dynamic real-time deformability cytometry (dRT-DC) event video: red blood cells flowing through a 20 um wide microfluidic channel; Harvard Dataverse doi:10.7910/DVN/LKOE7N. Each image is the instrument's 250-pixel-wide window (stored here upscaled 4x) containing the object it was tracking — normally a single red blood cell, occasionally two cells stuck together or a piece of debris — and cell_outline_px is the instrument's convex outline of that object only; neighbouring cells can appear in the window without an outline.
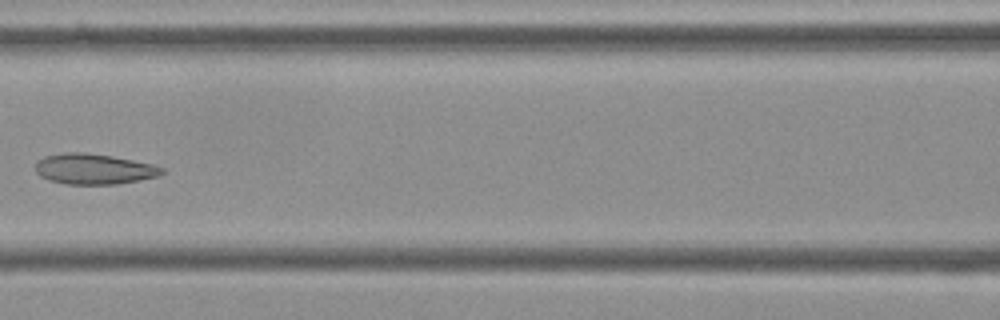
{"species": "Egyptian fruit bat (a non-hibernating species)", "species_latin": "Rousettus aegyptiacus", "temperature_condition": "cold", "stored_images_in_passage": 9, "camera_frame_rate_fps": 3000, "um_per_image_px": 0.085, "frame": {"image": 1, "passage_image": 6, "time_ms": 1.667, "image_size_px": [1000, 320], "cell_outline_px": [[168, 172], [156, 176], [140, 180], [116, 184], [64, 184], [48, 180], [40, 176], [36, 172], [36, 160], [44, 156], [64, 152], [84, 152], [112, 156], [152, 164], [164, 168]], "centroid_in_image_um": [7.97, 14.36], "position_along_channel_um": 158.6, "area_um2": 22.66}}
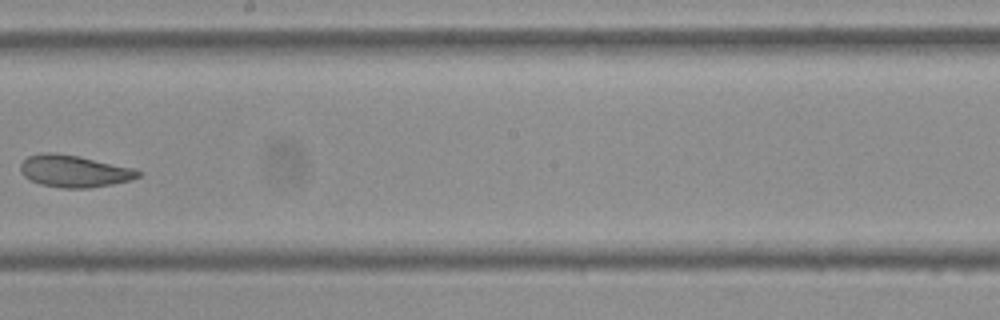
{"frame": {"image": 2, "passage_image": 8, "time_ms": 2.333, "image_size_px": [1000, 320], "cell_outline_px": [[144, 172], [140, 176], [128, 180], [112, 184], [88, 188], [60, 188], [40, 184], [24, 176], [20, 172], [20, 164], [28, 156], [40, 152], [52, 152], [76, 156], [136, 168]], "centroid_in_image_um": [6.3, 14.54], "position_along_channel_um": 241.9, "area_um2": 21.96}}
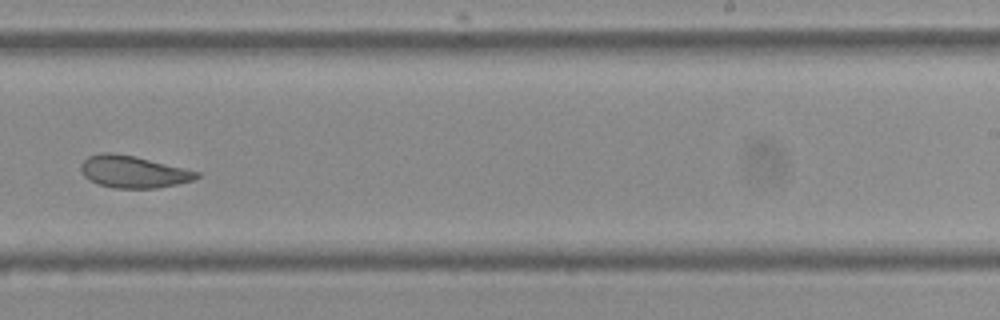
{"frame": {"image": 3, "passage_image": 9, "time_ms": 2.667, "image_size_px": [1000, 320], "cell_outline_px": [[200, 176], [192, 180], [176, 184], [156, 188], [116, 188], [100, 184], [88, 180], [84, 176], [80, 168], [80, 164], [88, 156], [100, 152], [112, 152], [136, 156], [200, 172]], "centroid_in_image_um": [11.3, 14.58], "position_along_channel_um": 277.7, "area_um2": 21.62}}